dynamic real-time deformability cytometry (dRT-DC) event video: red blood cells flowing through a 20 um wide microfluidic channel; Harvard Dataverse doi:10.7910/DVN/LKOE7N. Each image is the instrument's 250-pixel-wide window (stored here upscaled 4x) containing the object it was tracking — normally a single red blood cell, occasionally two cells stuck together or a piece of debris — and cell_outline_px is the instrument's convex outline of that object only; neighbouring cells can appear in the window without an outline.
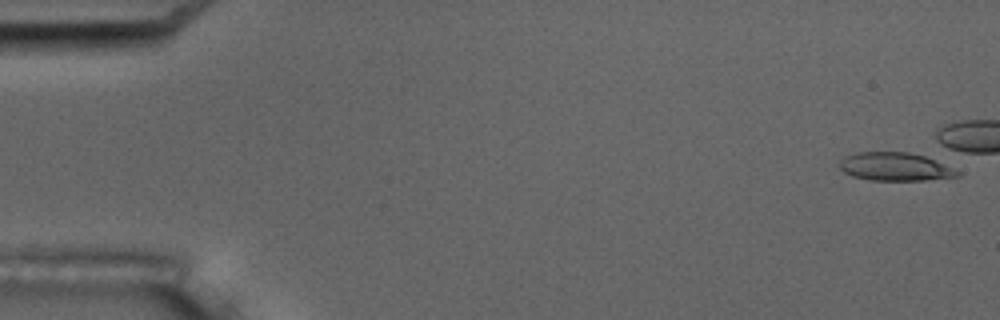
{"species": "common noctule bat (a hibernating species)", "species_latin": "Nyctalus noctula", "temperature_condition": "room temperature", "stored_images_in_passage": 8, "camera_frame_rate_fps": 3000, "um_per_image_px": 0.085, "animal": {"sex": "male", "body_mass_g": 17.5, "forearm_length_mm": 52.3}, "frame": {"image": 1, "passage_image": 1, "time_ms": 0.0, "image_size_px": [1000, 320], "cell_outline_px": [[960, 176], [924, 180], [872, 180], [852, 176], [844, 172], [840, 168], [840, 160], [844, 156], [860, 152], [908, 152], [924, 156], [952, 168], [960, 172]], "centroid_in_image_um": [76.05, 14.17], "position_along_channel_um": 9.0, "area_um2": 19.13}}